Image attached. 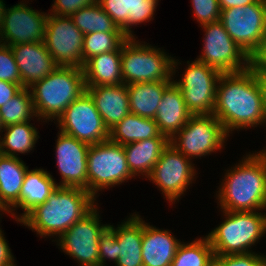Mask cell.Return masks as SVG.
I'll return each mask as SVG.
<instances>
[{
	"instance_id": "obj_43",
	"label": "cell",
	"mask_w": 266,
	"mask_h": 266,
	"mask_svg": "<svg viewBox=\"0 0 266 266\" xmlns=\"http://www.w3.org/2000/svg\"><path fill=\"white\" fill-rule=\"evenodd\" d=\"M220 9H229L231 7H237V6H246L251 3L259 2L260 0H218Z\"/></svg>"
},
{
	"instance_id": "obj_37",
	"label": "cell",
	"mask_w": 266,
	"mask_h": 266,
	"mask_svg": "<svg viewBox=\"0 0 266 266\" xmlns=\"http://www.w3.org/2000/svg\"><path fill=\"white\" fill-rule=\"evenodd\" d=\"M118 261V242L113 226L109 225L99 238V266H104L105 259Z\"/></svg>"
},
{
	"instance_id": "obj_17",
	"label": "cell",
	"mask_w": 266,
	"mask_h": 266,
	"mask_svg": "<svg viewBox=\"0 0 266 266\" xmlns=\"http://www.w3.org/2000/svg\"><path fill=\"white\" fill-rule=\"evenodd\" d=\"M56 143L57 165L63 179L58 186L87 190V153L90 145L62 132Z\"/></svg>"
},
{
	"instance_id": "obj_18",
	"label": "cell",
	"mask_w": 266,
	"mask_h": 266,
	"mask_svg": "<svg viewBox=\"0 0 266 266\" xmlns=\"http://www.w3.org/2000/svg\"><path fill=\"white\" fill-rule=\"evenodd\" d=\"M10 47L19 69L23 88H29L58 68L44 41Z\"/></svg>"
},
{
	"instance_id": "obj_10",
	"label": "cell",
	"mask_w": 266,
	"mask_h": 266,
	"mask_svg": "<svg viewBox=\"0 0 266 266\" xmlns=\"http://www.w3.org/2000/svg\"><path fill=\"white\" fill-rule=\"evenodd\" d=\"M205 31L202 56L198 61L221 74L242 72L250 68V57L231 38L218 21L201 25ZM243 65V66H242Z\"/></svg>"
},
{
	"instance_id": "obj_3",
	"label": "cell",
	"mask_w": 266,
	"mask_h": 266,
	"mask_svg": "<svg viewBox=\"0 0 266 266\" xmlns=\"http://www.w3.org/2000/svg\"><path fill=\"white\" fill-rule=\"evenodd\" d=\"M248 156V157H247ZM226 173L219 188L220 208L230 212H246L266 208V162L255 154L247 155Z\"/></svg>"
},
{
	"instance_id": "obj_7",
	"label": "cell",
	"mask_w": 266,
	"mask_h": 266,
	"mask_svg": "<svg viewBox=\"0 0 266 266\" xmlns=\"http://www.w3.org/2000/svg\"><path fill=\"white\" fill-rule=\"evenodd\" d=\"M124 147L110 140L90 145L87 153V191L95 198L98 190L133 178Z\"/></svg>"
},
{
	"instance_id": "obj_16",
	"label": "cell",
	"mask_w": 266,
	"mask_h": 266,
	"mask_svg": "<svg viewBox=\"0 0 266 266\" xmlns=\"http://www.w3.org/2000/svg\"><path fill=\"white\" fill-rule=\"evenodd\" d=\"M48 15L33 10L24 3L6 9L0 27V43L11 46L43 42Z\"/></svg>"
},
{
	"instance_id": "obj_38",
	"label": "cell",
	"mask_w": 266,
	"mask_h": 266,
	"mask_svg": "<svg viewBox=\"0 0 266 266\" xmlns=\"http://www.w3.org/2000/svg\"><path fill=\"white\" fill-rule=\"evenodd\" d=\"M217 260L223 266H266V256L258 255L254 252L220 255Z\"/></svg>"
},
{
	"instance_id": "obj_28",
	"label": "cell",
	"mask_w": 266,
	"mask_h": 266,
	"mask_svg": "<svg viewBox=\"0 0 266 266\" xmlns=\"http://www.w3.org/2000/svg\"><path fill=\"white\" fill-rule=\"evenodd\" d=\"M172 82H138L127 85L130 113L154 119L164 90Z\"/></svg>"
},
{
	"instance_id": "obj_6",
	"label": "cell",
	"mask_w": 266,
	"mask_h": 266,
	"mask_svg": "<svg viewBox=\"0 0 266 266\" xmlns=\"http://www.w3.org/2000/svg\"><path fill=\"white\" fill-rule=\"evenodd\" d=\"M135 41V38H127L122 44L123 83L171 81L178 62L159 48Z\"/></svg>"
},
{
	"instance_id": "obj_4",
	"label": "cell",
	"mask_w": 266,
	"mask_h": 266,
	"mask_svg": "<svg viewBox=\"0 0 266 266\" xmlns=\"http://www.w3.org/2000/svg\"><path fill=\"white\" fill-rule=\"evenodd\" d=\"M29 89L36 117L58 119L86 91L83 68L58 66Z\"/></svg>"
},
{
	"instance_id": "obj_25",
	"label": "cell",
	"mask_w": 266,
	"mask_h": 266,
	"mask_svg": "<svg viewBox=\"0 0 266 266\" xmlns=\"http://www.w3.org/2000/svg\"><path fill=\"white\" fill-rule=\"evenodd\" d=\"M28 168L19 157L0 158V208L12 212L20 204V191ZM12 207V209H11ZM12 211H11V210Z\"/></svg>"
},
{
	"instance_id": "obj_20",
	"label": "cell",
	"mask_w": 266,
	"mask_h": 266,
	"mask_svg": "<svg viewBox=\"0 0 266 266\" xmlns=\"http://www.w3.org/2000/svg\"><path fill=\"white\" fill-rule=\"evenodd\" d=\"M104 125L110 129L130 113L126 84L86 86Z\"/></svg>"
},
{
	"instance_id": "obj_33",
	"label": "cell",
	"mask_w": 266,
	"mask_h": 266,
	"mask_svg": "<svg viewBox=\"0 0 266 266\" xmlns=\"http://www.w3.org/2000/svg\"><path fill=\"white\" fill-rule=\"evenodd\" d=\"M29 88H23L17 95L0 107L1 120L4 126L30 121L36 117L32 95Z\"/></svg>"
},
{
	"instance_id": "obj_50",
	"label": "cell",
	"mask_w": 266,
	"mask_h": 266,
	"mask_svg": "<svg viewBox=\"0 0 266 266\" xmlns=\"http://www.w3.org/2000/svg\"><path fill=\"white\" fill-rule=\"evenodd\" d=\"M2 155H3V153H2V151H1V147H0V158H1Z\"/></svg>"
},
{
	"instance_id": "obj_31",
	"label": "cell",
	"mask_w": 266,
	"mask_h": 266,
	"mask_svg": "<svg viewBox=\"0 0 266 266\" xmlns=\"http://www.w3.org/2000/svg\"><path fill=\"white\" fill-rule=\"evenodd\" d=\"M70 18L83 35L92 32H122L98 2L79 9Z\"/></svg>"
},
{
	"instance_id": "obj_8",
	"label": "cell",
	"mask_w": 266,
	"mask_h": 266,
	"mask_svg": "<svg viewBox=\"0 0 266 266\" xmlns=\"http://www.w3.org/2000/svg\"><path fill=\"white\" fill-rule=\"evenodd\" d=\"M220 22L231 38L251 57L266 35V0L221 10Z\"/></svg>"
},
{
	"instance_id": "obj_46",
	"label": "cell",
	"mask_w": 266,
	"mask_h": 266,
	"mask_svg": "<svg viewBox=\"0 0 266 266\" xmlns=\"http://www.w3.org/2000/svg\"><path fill=\"white\" fill-rule=\"evenodd\" d=\"M264 123H266V119L264 121ZM258 158L262 159L263 161L266 162V150H262V152L260 151L259 153L255 154Z\"/></svg>"
},
{
	"instance_id": "obj_36",
	"label": "cell",
	"mask_w": 266,
	"mask_h": 266,
	"mask_svg": "<svg viewBox=\"0 0 266 266\" xmlns=\"http://www.w3.org/2000/svg\"><path fill=\"white\" fill-rule=\"evenodd\" d=\"M195 18L203 25L220 21L221 9L218 0H192Z\"/></svg>"
},
{
	"instance_id": "obj_41",
	"label": "cell",
	"mask_w": 266,
	"mask_h": 266,
	"mask_svg": "<svg viewBox=\"0 0 266 266\" xmlns=\"http://www.w3.org/2000/svg\"><path fill=\"white\" fill-rule=\"evenodd\" d=\"M23 89L22 84H13L0 80V107L5 105Z\"/></svg>"
},
{
	"instance_id": "obj_40",
	"label": "cell",
	"mask_w": 266,
	"mask_h": 266,
	"mask_svg": "<svg viewBox=\"0 0 266 266\" xmlns=\"http://www.w3.org/2000/svg\"><path fill=\"white\" fill-rule=\"evenodd\" d=\"M250 68L253 71H266V35L259 49L250 57Z\"/></svg>"
},
{
	"instance_id": "obj_35",
	"label": "cell",
	"mask_w": 266,
	"mask_h": 266,
	"mask_svg": "<svg viewBox=\"0 0 266 266\" xmlns=\"http://www.w3.org/2000/svg\"><path fill=\"white\" fill-rule=\"evenodd\" d=\"M0 80L21 84V76L12 49L0 43Z\"/></svg>"
},
{
	"instance_id": "obj_23",
	"label": "cell",
	"mask_w": 266,
	"mask_h": 266,
	"mask_svg": "<svg viewBox=\"0 0 266 266\" xmlns=\"http://www.w3.org/2000/svg\"><path fill=\"white\" fill-rule=\"evenodd\" d=\"M122 45L115 51L89 58L83 65L86 86L123 84L121 67Z\"/></svg>"
},
{
	"instance_id": "obj_9",
	"label": "cell",
	"mask_w": 266,
	"mask_h": 266,
	"mask_svg": "<svg viewBox=\"0 0 266 266\" xmlns=\"http://www.w3.org/2000/svg\"><path fill=\"white\" fill-rule=\"evenodd\" d=\"M227 136L222 123L213 114L192 115L170 138V144L190 159L220 150Z\"/></svg>"
},
{
	"instance_id": "obj_19",
	"label": "cell",
	"mask_w": 266,
	"mask_h": 266,
	"mask_svg": "<svg viewBox=\"0 0 266 266\" xmlns=\"http://www.w3.org/2000/svg\"><path fill=\"white\" fill-rule=\"evenodd\" d=\"M98 3L127 38H134L130 26L151 20L158 0H98Z\"/></svg>"
},
{
	"instance_id": "obj_34",
	"label": "cell",
	"mask_w": 266,
	"mask_h": 266,
	"mask_svg": "<svg viewBox=\"0 0 266 266\" xmlns=\"http://www.w3.org/2000/svg\"><path fill=\"white\" fill-rule=\"evenodd\" d=\"M127 37L122 32H92L83 36V65L91 57L117 50Z\"/></svg>"
},
{
	"instance_id": "obj_12",
	"label": "cell",
	"mask_w": 266,
	"mask_h": 266,
	"mask_svg": "<svg viewBox=\"0 0 266 266\" xmlns=\"http://www.w3.org/2000/svg\"><path fill=\"white\" fill-rule=\"evenodd\" d=\"M183 78L173 81L181 90L183 99L192 115H211L221 73L197 59L188 63Z\"/></svg>"
},
{
	"instance_id": "obj_5",
	"label": "cell",
	"mask_w": 266,
	"mask_h": 266,
	"mask_svg": "<svg viewBox=\"0 0 266 266\" xmlns=\"http://www.w3.org/2000/svg\"><path fill=\"white\" fill-rule=\"evenodd\" d=\"M223 213L226 220L207 236L215 258L250 253L249 247L266 233V215L256 211Z\"/></svg>"
},
{
	"instance_id": "obj_13",
	"label": "cell",
	"mask_w": 266,
	"mask_h": 266,
	"mask_svg": "<svg viewBox=\"0 0 266 266\" xmlns=\"http://www.w3.org/2000/svg\"><path fill=\"white\" fill-rule=\"evenodd\" d=\"M83 36L70 17L48 15L44 43L58 66L83 68Z\"/></svg>"
},
{
	"instance_id": "obj_42",
	"label": "cell",
	"mask_w": 266,
	"mask_h": 266,
	"mask_svg": "<svg viewBox=\"0 0 266 266\" xmlns=\"http://www.w3.org/2000/svg\"><path fill=\"white\" fill-rule=\"evenodd\" d=\"M4 238L0 229V266H6L14 262L8 243Z\"/></svg>"
},
{
	"instance_id": "obj_30",
	"label": "cell",
	"mask_w": 266,
	"mask_h": 266,
	"mask_svg": "<svg viewBox=\"0 0 266 266\" xmlns=\"http://www.w3.org/2000/svg\"><path fill=\"white\" fill-rule=\"evenodd\" d=\"M29 122L3 127V130H6L4 138L1 139L2 141L0 140L3 155L17 158V153L25 154L34 149L33 147H35L34 145L37 143L39 136L36 128ZM4 148L7 149L5 150Z\"/></svg>"
},
{
	"instance_id": "obj_1",
	"label": "cell",
	"mask_w": 266,
	"mask_h": 266,
	"mask_svg": "<svg viewBox=\"0 0 266 266\" xmlns=\"http://www.w3.org/2000/svg\"><path fill=\"white\" fill-rule=\"evenodd\" d=\"M213 115L230 131L264 123L262 92L251 68L242 72L221 74Z\"/></svg>"
},
{
	"instance_id": "obj_21",
	"label": "cell",
	"mask_w": 266,
	"mask_h": 266,
	"mask_svg": "<svg viewBox=\"0 0 266 266\" xmlns=\"http://www.w3.org/2000/svg\"><path fill=\"white\" fill-rule=\"evenodd\" d=\"M191 116L181 90L172 82L164 90L154 118L159 132L170 139L186 124Z\"/></svg>"
},
{
	"instance_id": "obj_39",
	"label": "cell",
	"mask_w": 266,
	"mask_h": 266,
	"mask_svg": "<svg viewBox=\"0 0 266 266\" xmlns=\"http://www.w3.org/2000/svg\"><path fill=\"white\" fill-rule=\"evenodd\" d=\"M98 0H55L51 14L70 17L79 9L95 4Z\"/></svg>"
},
{
	"instance_id": "obj_26",
	"label": "cell",
	"mask_w": 266,
	"mask_h": 266,
	"mask_svg": "<svg viewBox=\"0 0 266 266\" xmlns=\"http://www.w3.org/2000/svg\"><path fill=\"white\" fill-rule=\"evenodd\" d=\"M58 187L51 174L44 169L27 170L20 191V204L24 214L17 218L21 221L37 205L45 203L53 191Z\"/></svg>"
},
{
	"instance_id": "obj_11",
	"label": "cell",
	"mask_w": 266,
	"mask_h": 266,
	"mask_svg": "<svg viewBox=\"0 0 266 266\" xmlns=\"http://www.w3.org/2000/svg\"><path fill=\"white\" fill-rule=\"evenodd\" d=\"M60 132L88 145L109 140V129L90 95L85 91L75 99L57 119Z\"/></svg>"
},
{
	"instance_id": "obj_2",
	"label": "cell",
	"mask_w": 266,
	"mask_h": 266,
	"mask_svg": "<svg viewBox=\"0 0 266 266\" xmlns=\"http://www.w3.org/2000/svg\"><path fill=\"white\" fill-rule=\"evenodd\" d=\"M87 190L58 186L45 203L37 205L21 221L40 236L60 237L96 205Z\"/></svg>"
},
{
	"instance_id": "obj_44",
	"label": "cell",
	"mask_w": 266,
	"mask_h": 266,
	"mask_svg": "<svg viewBox=\"0 0 266 266\" xmlns=\"http://www.w3.org/2000/svg\"><path fill=\"white\" fill-rule=\"evenodd\" d=\"M262 92L263 109L266 115V71H254Z\"/></svg>"
},
{
	"instance_id": "obj_22",
	"label": "cell",
	"mask_w": 266,
	"mask_h": 266,
	"mask_svg": "<svg viewBox=\"0 0 266 266\" xmlns=\"http://www.w3.org/2000/svg\"><path fill=\"white\" fill-rule=\"evenodd\" d=\"M180 244L168 230L156 229L143 221V266H171Z\"/></svg>"
},
{
	"instance_id": "obj_47",
	"label": "cell",
	"mask_w": 266,
	"mask_h": 266,
	"mask_svg": "<svg viewBox=\"0 0 266 266\" xmlns=\"http://www.w3.org/2000/svg\"><path fill=\"white\" fill-rule=\"evenodd\" d=\"M211 266H223L217 259L211 264Z\"/></svg>"
},
{
	"instance_id": "obj_24",
	"label": "cell",
	"mask_w": 266,
	"mask_h": 266,
	"mask_svg": "<svg viewBox=\"0 0 266 266\" xmlns=\"http://www.w3.org/2000/svg\"><path fill=\"white\" fill-rule=\"evenodd\" d=\"M113 230L118 242L117 266H143L142 237L143 220L139 215L133 214L127 221Z\"/></svg>"
},
{
	"instance_id": "obj_29",
	"label": "cell",
	"mask_w": 266,
	"mask_h": 266,
	"mask_svg": "<svg viewBox=\"0 0 266 266\" xmlns=\"http://www.w3.org/2000/svg\"><path fill=\"white\" fill-rule=\"evenodd\" d=\"M149 138H168L159 132L154 119L127 114L120 122L109 129V140L126 145Z\"/></svg>"
},
{
	"instance_id": "obj_32",
	"label": "cell",
	"mask_w": 266,
	"mask_h": 266,
	"mask_svg": "<svg viewBox=\"0 0 266 266\" xmlns=\"http://www.w3.org/2000/svg\"><path fill=\"white\" fill-rule=\"evenodd\" d=\"M216 260L207 236L189 244L181 243L171 266H211Z\"/></svg>"
},
{
	"instance_id": "obj_45",
	"label": "cell",
	"mask_w": 266,
	"mask_h": 266,
	"mask_svg": "<svg viewBox=\"0 0 266 266\" xmlns=\"http://www.w3.org/2000/svg\"><path fill=\"white\" fill-rule=\"evenodd\" d=\"M5 10H6L5 4L3 3V0H0V27L2 25Z\"/></svg>"
},
{
	"instance_id": "obj_15",
	"label": "cell",
	"mask_w": 266,
	"mask_h": 266,
	"mask_svg": "<svg viewBox=\"0 0 266 266\" xmlns=\"http://www.w3.org/2000/svg\"><path fill=\"white\" fill-rule=\"evenodd\" d=\"M195 174L190 159L169 143L147 178L173 203L186 191Z\"/></svg>"
},
{
	"instance_id": "obj_14",
	"label": "cell",
	"mask_w": 266,
	"mask_h": 266,
	"mask_svg": "<svg viewBox=\"0 0 266 266\" xmlns=\"http://www.w3.org/2000/svg\"><path fill=\"white\" fill-rule=\"evenodd\" d=\"M95 206L59 237L60 248L80 266H99V238L109 226L101 225Z\"/></svg>"
},
{
	"instance_id": "obj_49",
	"label": "cell",
	"mask_w": 266,
	"mask_h": 266,
	"mask_svg": "<svg viewBox=\"0 0 266 266\" xmlns=\"http://www.w3.org/2000/svg\"><path fill=\"white\" fill-rule=\"evenodd\" d=\"M6 266H15V264H14V262H13V263H10V264H8V265H6Z\"/></svg>"
},
{
	"instance_id": "obj_27",
	"label": "cell",
	"mask_w": 266,
	"mask_h": 266,
	"mask_svg": "<svg viewBox=\"0 0 266 266\" xmlns=\"http://www.w3.org/2000/svg\"><path fill=\"white\" fill-rule=\"evenodd\" d=\"M169 143V138H149L123 145L130 172L148 177Z\"/></svg>"
},
{
	"instance_id": "obj_48",
	"label": "cell",
	"mask_w": 266,
	"mask_h": 266,
	"mask_svg": "<svg viewBox=\"0 0 266 266\" xmlns=\"http://www.w3.org/2000/svg\"><path fill=\"white\" fill-rule=\"evenodd\" d=\"M1 129H3V123H2L1 115H0V131H2Z\"/></svg>"
}]
</instances>
